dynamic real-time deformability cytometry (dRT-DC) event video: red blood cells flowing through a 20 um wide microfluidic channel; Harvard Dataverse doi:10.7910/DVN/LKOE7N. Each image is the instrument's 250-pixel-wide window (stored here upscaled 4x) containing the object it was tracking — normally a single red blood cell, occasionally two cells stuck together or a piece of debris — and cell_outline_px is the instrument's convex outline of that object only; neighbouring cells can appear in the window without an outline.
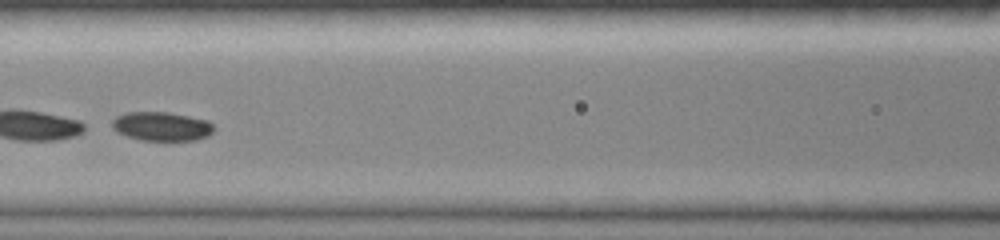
{"species": "common noctule bat (a hibernating species)", "species_latin": "Nyctalus noctula", "temperature_condition": "room temperature", "stored_images_in_passage": 41, "camera_frame_rate_fps": 3000, "um_per_image_px": 0.085, "animal": {"sex": "female", "body_mass_g": 19.0, "forearm_length_mm": 51.5}, "frame": {"image": 1, "passage_image": 20, "time_ms": 6.333, "image_size_px": [1000, 240], "cell_outline_px": [[212, 132], [208, 136], [196, 140], [140, 140], [116, 132], [112, 128], [112, 120], [116, 116], [128, 112], [168, 112], [208, 120], [212, 124]], "centroid_in_image_um": [13.71, 10.74], "position_along_channel_um": 152.9, "area_um2": 17.11}}
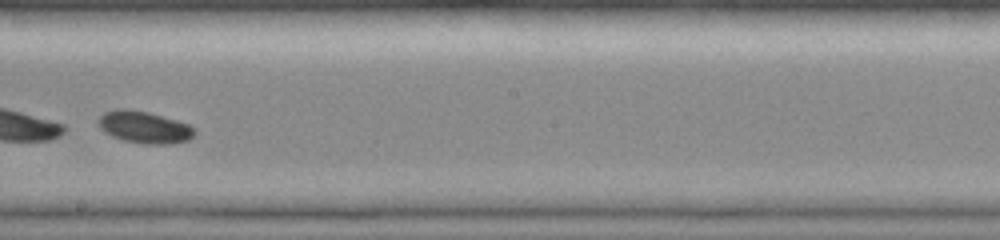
{"frame": {"image": 2, "passage_image": 26, "time_ms": 8.333, "image_size_px": [1000, 240], "cell_outline_px": [[196, 132], [188, 140], [168, 144], [144, 144], [124, 140], [112, 136], [104, 132], [96, 124], [96, 120], [104, 112], [116, 108], [128, 108], [148, 112], [176, 120], [188, 124], [196, 128]], "centroid_in_image_um": [12.22, 10.8], "position_along_channel_um": 236.0, "area_um2": 18.15}}